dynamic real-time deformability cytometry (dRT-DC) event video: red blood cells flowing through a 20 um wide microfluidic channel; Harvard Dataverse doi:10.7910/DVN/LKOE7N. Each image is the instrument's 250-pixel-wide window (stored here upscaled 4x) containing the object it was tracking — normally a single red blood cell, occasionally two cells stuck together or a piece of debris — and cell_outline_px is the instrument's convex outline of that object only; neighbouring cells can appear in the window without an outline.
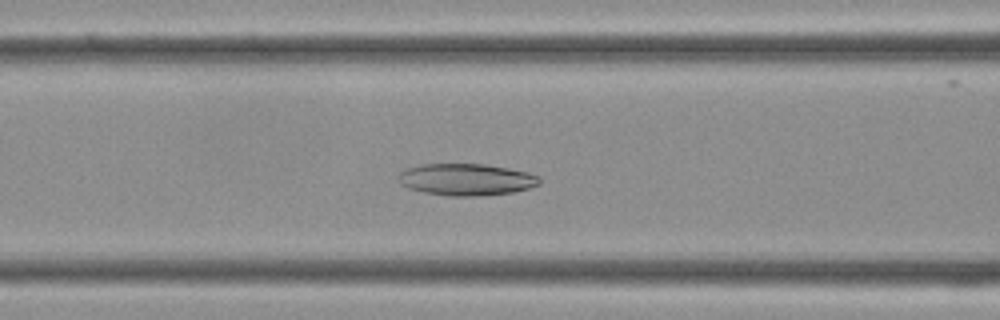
{"species": "Egyptian fruit bat (a non-hibernating species)", "species_latin": "Rousettus aegyptiacus", "temperature_condition": "cold", "stored_images_in_passage": 38, "camera_frame_rate_fps": 3000, "um_per_image_px": 0.085, "frame": {"image": 1, "passage_image": 15, "time_ms": 4.667, "image_size_px": [1000, 320], "cell_outline_px": [[540, 184], [528, 188], [512, 192], [480, 196], [448, 196], [424, 192], [408, 188], [400, 184], [396, 176], [400, 172], [408, 168], [420, 164], [484, 164], [508, 168], [528, 172], [540, 176]], "centroid_in_image_um": [39.61, 15.26], "position_along_channel_um": 127.0, "area_um2": 26.3}}
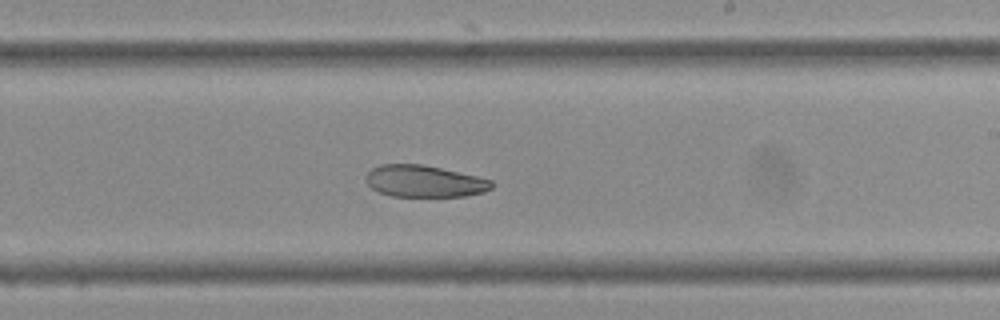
{"frame": {"image": 2, "passage_image": 22, "time_ms": 7.0, "image_size_px": [1000, 320], "cell_outline_px": [[492, 188], [484, 192], [464, 196], [392, 196], [380, 192], [372, 188], [368, 184], [364, 176], [372, 168], [380, 164], [420, 164], [440, 168], [476, 176], [492, 180]], "centroid_in_image_um": [36.05, 15.4], "position_along_channel_um": 253.0, "area_um2": 23.12}}
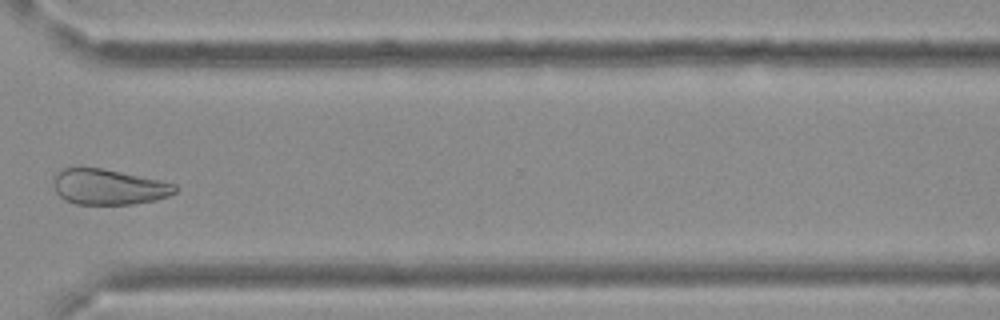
{"frame": {"image": 3, "passage_image": 28, "time_ms": 9.0, "image_size_px": [1000, 320], "cell_outline_px": [[180, 188], [176, 192], [168, 196], [156, 200], [132, 204], [76, 204], [64, 200], [56, 192], [52, 184], [52, 176], [60, 168], [104, 168], [160, 180], [176, 184]], "centroid_in_image_um": [9.21, 15.88], "position_along_channel_um": 361.4, "area_um2": 25.55}}